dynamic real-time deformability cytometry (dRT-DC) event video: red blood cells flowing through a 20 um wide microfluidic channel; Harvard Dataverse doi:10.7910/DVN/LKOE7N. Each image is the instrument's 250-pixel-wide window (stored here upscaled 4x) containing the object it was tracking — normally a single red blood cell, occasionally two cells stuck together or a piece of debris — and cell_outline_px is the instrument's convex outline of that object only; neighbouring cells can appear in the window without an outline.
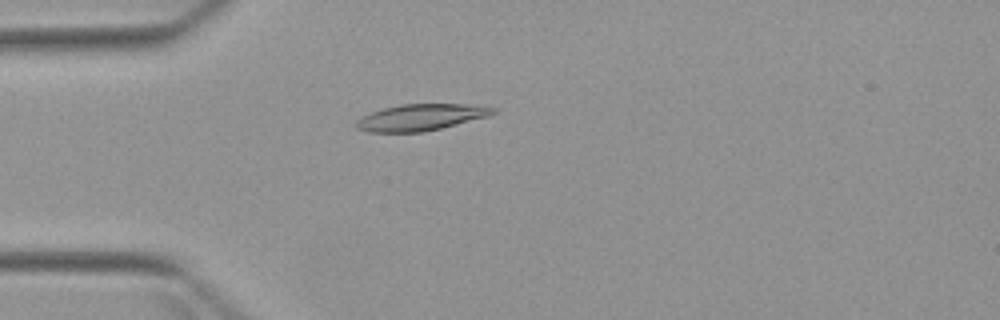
{"species": "Egyptian fruit bat (a non-hibernating species)", "species_latin": "Rousettus aegyptiacus", "temperature_condition": "warm", "stored_images_in_passage": 4, "camera_frame_rate_fps": 3000, "um_per_image_px": 0.085, "animal": {"sex": "female"}, "frame": {"image": 1, "passage_image": 4, "time_ms": 4.333, "image_size_px": [1000, 320], "cell_outline_px": [[496, 112], [488, 116], [424, 132], [368, 132], [356, 128], [356, 120], [360, 116], [384, 108], [400, 104], [464, 104], [496, 108]], "centroid_in_image_um": [35.72, 9.97], "position_along_channel_um": 49.3, "area_um2": 20.92}}